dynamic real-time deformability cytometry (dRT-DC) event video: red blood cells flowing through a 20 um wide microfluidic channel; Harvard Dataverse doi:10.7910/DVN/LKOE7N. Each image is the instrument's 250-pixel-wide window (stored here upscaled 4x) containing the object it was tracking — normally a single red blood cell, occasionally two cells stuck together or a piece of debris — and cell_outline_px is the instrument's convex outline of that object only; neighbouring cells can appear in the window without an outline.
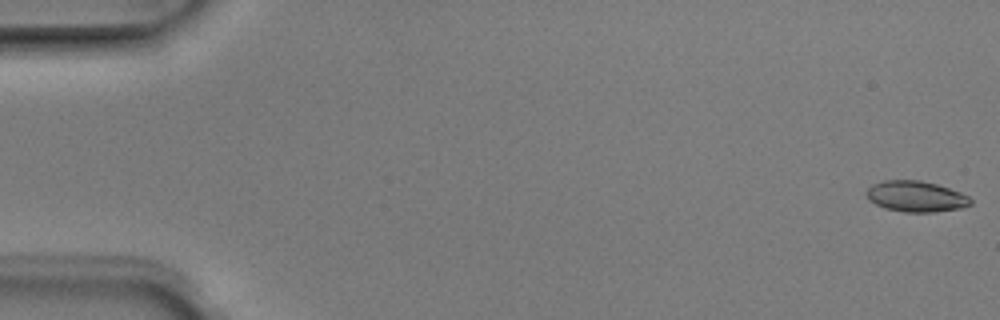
{"species": "Egyptian fruit bat (a non-hibernating species)", "species_latin": "Rousettus aegyptiacus", "temperature_condition": "room temperature", "stored_images_in_passage": 4, "camera_frame_rate_fps": 3000, "um_per_image_px": 0.085, "animal": {"sex": "male"}, "frame": {"image": 1, "passage_image": 1, "time_ms": 0.0, "image_size_px": [1000, 320], "cell_outline_px": [[972, 204], [964, 208], [932, 212], [904, 212], [884, 208], [868, 200], [864, 192], [872, 184], [884, 180], [920, 180], [936, 184], [960, 192], [968, 196], [972, 200]], "centroid_in_image_um": [77.84, 16.7], "position_along_channel_um": 7.2, "area_um2": 18.9}}
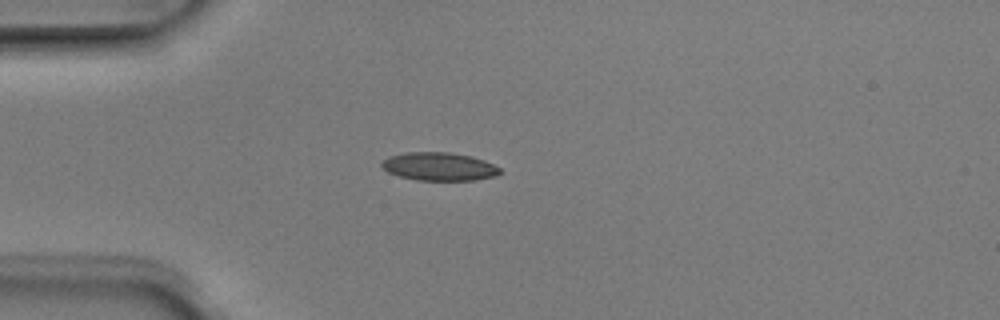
{"frame": {"image": 2, "passage_image": 4, "time_ms": 1.0, "image_size_px": [1000, 320], "cell_outline_px": [[500, 172], [496, 176], [476, 180], [416, 180], [400, 176], [388, 172], [380, 164], [388, 156], [404, 152], [448, 152], [472, 156], [484, 160], [500, 168]], "centroid_in_image_um": [37.32, 14.15], "position_along_channel_um": 47.7, "area_um2": 19.42}}